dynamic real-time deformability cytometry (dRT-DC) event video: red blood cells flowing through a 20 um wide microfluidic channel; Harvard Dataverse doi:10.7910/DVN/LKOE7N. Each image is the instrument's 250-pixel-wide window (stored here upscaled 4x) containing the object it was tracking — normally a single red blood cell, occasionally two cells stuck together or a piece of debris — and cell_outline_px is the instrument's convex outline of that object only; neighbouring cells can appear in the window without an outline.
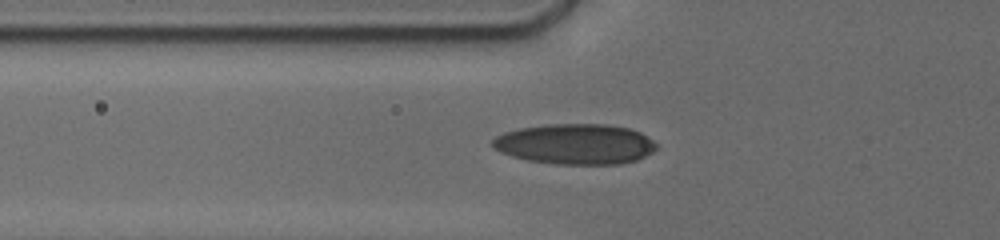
{"species": "human", "species_latin": "Homo sapiens", "temperature_condition": "cold", "stored_images_in_passage": 42, "camera_frame_rate_fps": 3000, "um_per_image_px": 0.085, "donor": {"sex": "male"}, "frame": {"image": 1, "passage_image": 8, "time_ms": 4.0, "image_size_px": [1000, 240], "cell_outline_px": [[656, 148], [652, 152], [636, 160], [620, 164], [556, 164], [528, 160], [512, 156], [500, 152], [492, 144], [492, 140], [496, 136], [504, 132], [520, 128], [548, 124], [608, 124], [628, 128], [640, 132], [652, 140], [656, 144]], "centroid_in_image_um": [48.9, 12.24], "position_along_channel_um": 76.9, "area_um2": 38.49}}
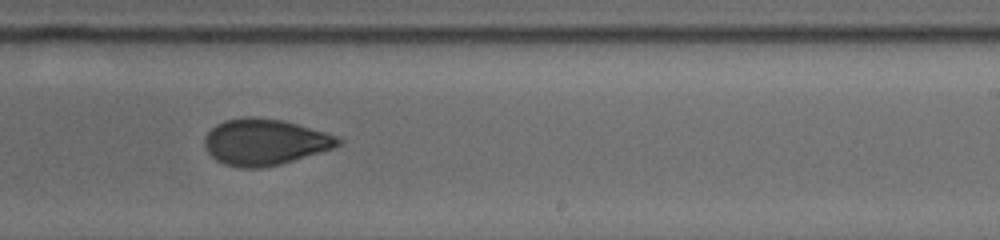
{"frame": {"image": 2, "passage_image": 21, "time_ms": 9.0, "image_size_px": [1000, 240], "cell_outline_px": [[344, 140], [340, 144], [332, 148], [280, 164], [264, 168], [240, 168], [224, 164], [216, 160], [208, 152], [204, 144], [204, 136], [216, 124], [224, 120], [244, 116], [252, 116], [284, 120], [324, 132], [336, 136]], "centroid_in_image_um": [22.47, 12.06], "position_along_channel_um": 266.5, "area_um2": 35.95}}
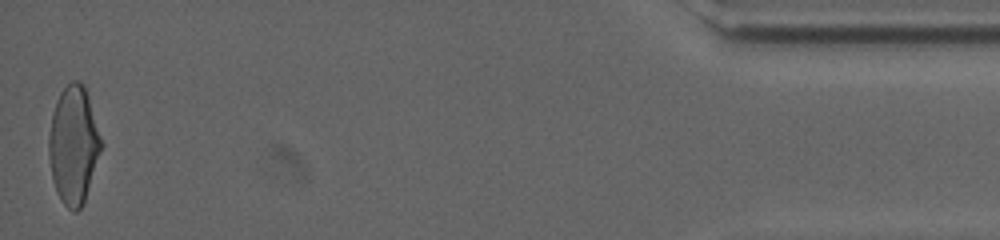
{"frame": {"image": 3, "passage_image": 42, "time_ms": 15.333, "image_size_px": [1000, 240], "cell_outline_px": [[104, 144], [84, 204], [76, 212], [72, 212], [60, 200], [56, 192], [52, 176], [48, 152], [48, 136], [52, 112], [56, 100], [60, 92], [72, 80], [80, 80], [84, 84]], "centroid_in_image_um": [6.26, 12.33], "position_along_channel_um": 428.9, "area_um2": 36.53}, "authors_computed_cell_mechanics": {"area_um2": 35.5181, "velocity_mm_per_s": 3.7842, "shape_relaxation_time_tau1_ms": 5.799, "shape_relaxation_time_tau2_ms": 1.2343, "deformation_change_tau1": 0.1602, "deformation_change_tau2": 0.0582}}